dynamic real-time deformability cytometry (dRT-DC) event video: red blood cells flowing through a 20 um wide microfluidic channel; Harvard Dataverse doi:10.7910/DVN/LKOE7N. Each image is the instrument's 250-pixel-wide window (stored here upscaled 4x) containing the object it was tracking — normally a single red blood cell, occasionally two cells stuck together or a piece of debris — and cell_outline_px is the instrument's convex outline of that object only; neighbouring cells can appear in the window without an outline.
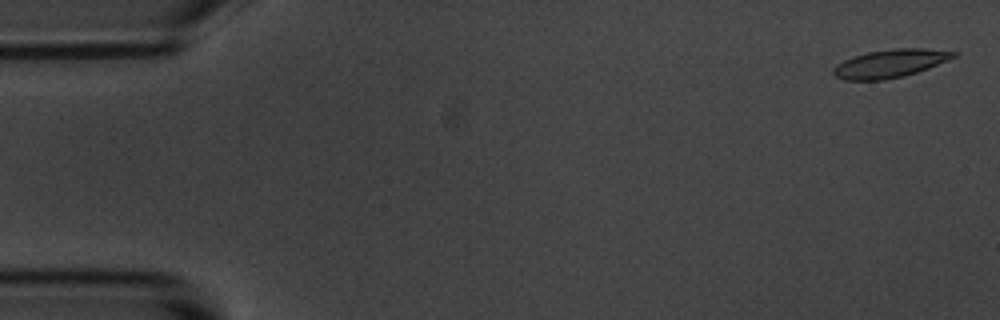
{"species": "common noctule bat (a hibernating species)", "species_latin": "Nyctalus noctula", "temperature_condition": "room temperature", "stored_images_in_passage": 5, "segment_of_instrument_passage": [2, 2], "camera_frame_rate_fps": 3000, "um_per_image_px": 0.085, "animal": {"sex": "male", "body_mass_g": 20.1, "forearm_length_mm": 53.5}, "frame": {"image": 1, "passage_image": 5, "time_ms": 5.667, "image_size_px": [1000, 320], "cell_outline_px": [[960, 52], [956, 56], [928, 68], [904, 76], [884, 80], [844, 80], [836, 76], [832, 72], [832, 68], [836, 64], [852, 56], [868, 52], [896, 48], [924, 48]], "centroid_in_image_um": [75.64, 5.39], "position_along_channel_um": 9.4, "area_um2": 19.71}}